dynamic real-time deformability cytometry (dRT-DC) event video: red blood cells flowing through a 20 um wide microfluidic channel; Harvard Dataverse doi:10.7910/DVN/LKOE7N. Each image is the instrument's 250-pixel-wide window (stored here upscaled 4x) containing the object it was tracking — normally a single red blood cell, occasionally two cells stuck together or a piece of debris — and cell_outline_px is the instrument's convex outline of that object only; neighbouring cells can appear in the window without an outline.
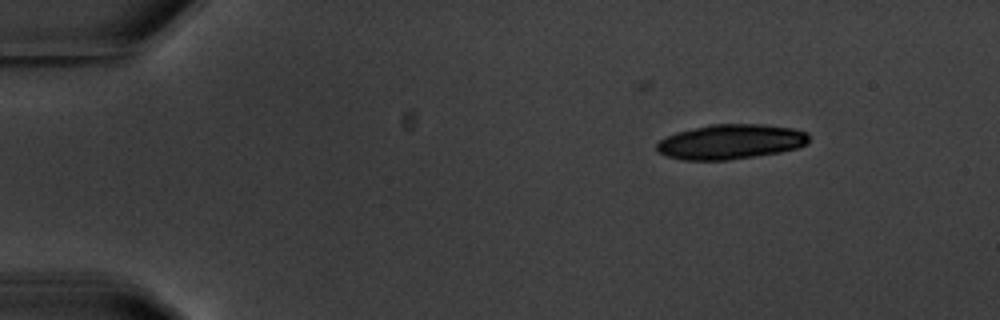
{"species": "common noctule bat (a hibernating species)", "species_latin": "Nyctalus noctula", "temperature_condition": "warm", "stored_images_in_passage": 4, "camera_frame_rate_fps": 3000, "um_per_image_px": 0.085, "animal": {"sex": "male", "body_mass_g": 20.1, "forearm_length_mm": 53.5}, "frame": {"image": 1, "passage_image": 1, "time_ms": 0.0, "image_size_px": [1000, 320], "cell_outline_px": [[808, 140], [804, 144], [796, 148], [780, 152], [728, 160], [684, 160], [668, 156], [660, 152], [656, 148], [656, 144], [660, 140], [676, 132], [708, 124], [764, 124], [792, 128], [808, 132]], "centroid_in_image_um": [62.1, 12.04], "position_along_channel_um": 22.9, "area_um2": 30.75}}